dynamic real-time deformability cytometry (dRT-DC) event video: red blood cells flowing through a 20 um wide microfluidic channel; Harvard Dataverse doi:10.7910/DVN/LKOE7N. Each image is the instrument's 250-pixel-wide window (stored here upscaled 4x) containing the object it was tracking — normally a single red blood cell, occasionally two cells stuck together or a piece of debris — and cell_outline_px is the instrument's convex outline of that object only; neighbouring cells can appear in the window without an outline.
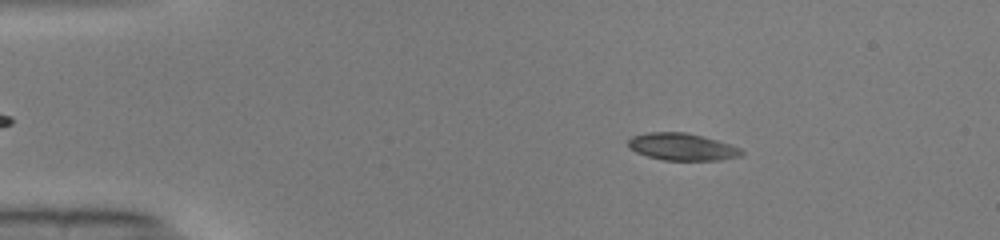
{"species": "common noctule bat (a hibernating species)", "species_latin": "Nyctalus noctula", "temperature_condition": "warm", "stored_images_in_passage": 49, "camera_frame_rate_fps": 3000, "um_per_image_px": 0.085, "animal": {"sex": "male", "body_mass_g": 19.0, "forearm_length_mm": 50.8}, "frame": {"image": 1, "passage_image": 8, "time_ms": 2.333, "image_size_px": [1000, 240], "cell_outline_px": [[744, 152], [740, 156], [720, 160], [664, 160], [648, 156], [636, 152], [628, 148], [628, 140], [632, 136], [648, 132], [684, 132], [716, 140], [740, 148]], "centroid_in_image_um": [57.94, 12.48], "position_along_channel_um": 27.1, "area_um2": 17.74}}
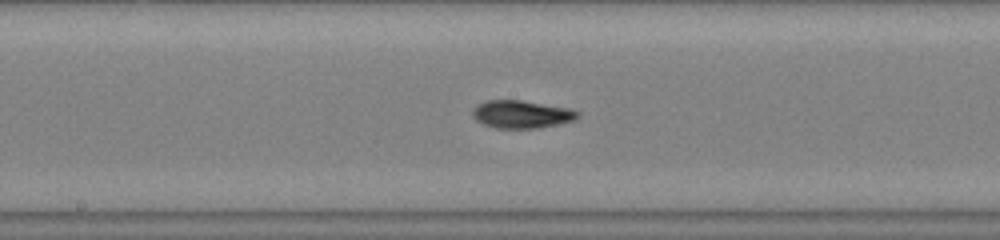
{"frame": {"image": 2, "passage_image": 26, "time_ms": 8.333, "image_size_px": [1000, 240], "cell_outline_px": [[580, 116], [572, 120], [536, 128], [496, 128], [484, 124], [476, 120], [472, 116], [472, 108], [476, 104], [488, 100], [520, 100], [572, 108], [580, 112]], "centroid_in_image_um": [44.3, 9.69], "position_along_channel_um": 203.9, "area_um2": 16.99}}
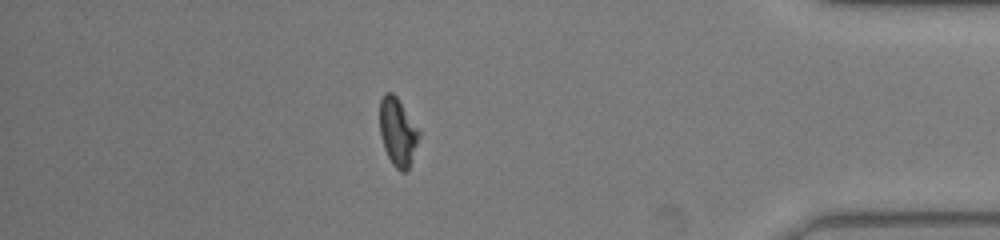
{"frame": {"image": 3, "passage_image": 43, "time_ms": 14.0, "image_size_px": [1000, 240], "cell_outline_px": [[420, 136], [408, 168], [404, 172], [400, 172], [392, 164], [384, 148], [380, 136], [380, 100], [384, 92], [392, 92], [396, 96], [420, 132]], "centroid_in_image_um": [33.78, 11.21], "position_along_channel_um": 401.4, "area_um2": 15.32}, "authors_computed_cell_mechanics": {"area_um2": 16.9354, "velocity_mm_per_s": 4.0996, "shape_relaxation_time_tau1_ms": 4.6711, "shape_relaxation_time_tau2_ms": 3.8668, "deformation_change_tau1": 0.1733, "deformation_change_tau2": 0.0894}}